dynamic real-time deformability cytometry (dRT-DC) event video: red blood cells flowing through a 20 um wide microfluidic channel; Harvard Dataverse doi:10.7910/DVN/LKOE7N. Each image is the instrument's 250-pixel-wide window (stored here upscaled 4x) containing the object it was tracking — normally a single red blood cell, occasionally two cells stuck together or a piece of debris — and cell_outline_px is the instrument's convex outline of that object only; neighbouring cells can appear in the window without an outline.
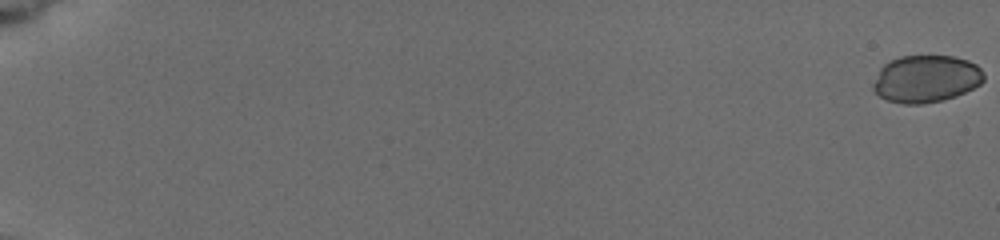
{"species": "common noctule bat (a hibernating species)", "species_latin": "Nyctalus noctula", "temperature_condition": "cold", "stored_images_in_passage": 10, "camera_frame_rate_fps": 3000, "um_per_image_px": 0.085, "animal": {"sex": "female", "body_mass_g": 19.5, "forearm_length_mm": 54.1}, "frame": {"image": 1, "passage_image": 1, "time_ms": 0.0, "image_size_px": [1000, 240], "cell_outline_px": [[984, 80], [980, 84], [956, 96], [944, 100], [920, 104], [904, 104], [888, 100], [880, 96], [872, 88], [872, 84], [880, 68], [884, 64], [900, 56], [952, 56], [968, 60], [976, 64], [980, 68], [984, 76]], "centroid_in_image_um": [78.71, 6.7], "position_along_channel_um": 6.3, "area_um2": 30.4}}
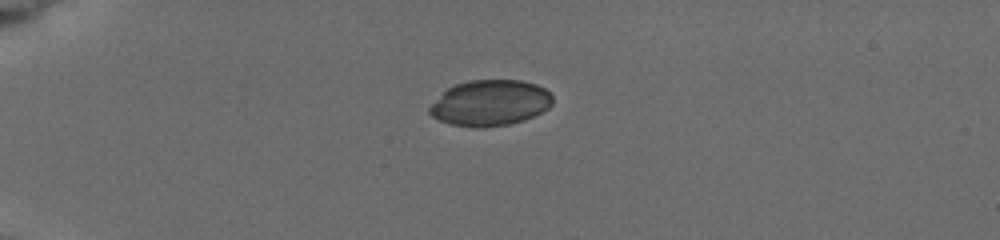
{"frame": {"image": 2, "passage_image": 7, "time_ms": 5.333, "image_size_px": [1000, 240], "cell_outline_px": [[552, 104], [548, 108], [524, 120], [508, 124], [484, 128], [476, 128], [452, 124], [440, 120], [432, 116], [428, 112], [428, 108], [448, 88], [456, 84], [468, 80], [520, 80], [536, 84], [544, 88], [552, 96]], "centroid_in_image_um": [41.66, 8.75], "position_along_channel_um": 43.3, "area_um2": 32.66}}